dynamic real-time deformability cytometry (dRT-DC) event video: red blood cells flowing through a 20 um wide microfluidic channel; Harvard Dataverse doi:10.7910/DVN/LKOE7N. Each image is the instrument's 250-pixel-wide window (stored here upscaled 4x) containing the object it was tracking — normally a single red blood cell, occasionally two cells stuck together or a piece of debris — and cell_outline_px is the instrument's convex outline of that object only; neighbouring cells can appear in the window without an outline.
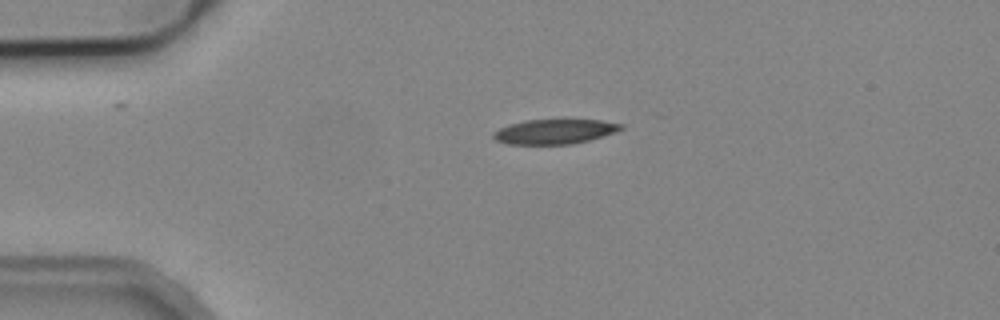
{"species": "common noctule bat (a hibernating species)", "species_latin": "Nyctalus noctula", "temperature_condition": "cold", "stored_images_in_passage": 2, "camera_frame_rate_fps": 3000, "um_per_image_px": 0.085, "animal": {"sex": "male", "body_mass_g": 19.2, "forearm_length_mm": 51.8}, "frame": {"image": 1, "passage_image": 1, "time_ms": 0.0, "image_size_px": [1000, 320], "cell_outline_px": [[624, 128], [616, 132], [588, 140], [572, 144], [508, 144], [496, 140], [492, 136], [492, 132], [508, 124], [524, 120], [600, 120], [624, 124]], "centroid_in_image_um": [47.13, 11.18], "position_along_channel_um": 37.9, "area_um2": 18.38}}